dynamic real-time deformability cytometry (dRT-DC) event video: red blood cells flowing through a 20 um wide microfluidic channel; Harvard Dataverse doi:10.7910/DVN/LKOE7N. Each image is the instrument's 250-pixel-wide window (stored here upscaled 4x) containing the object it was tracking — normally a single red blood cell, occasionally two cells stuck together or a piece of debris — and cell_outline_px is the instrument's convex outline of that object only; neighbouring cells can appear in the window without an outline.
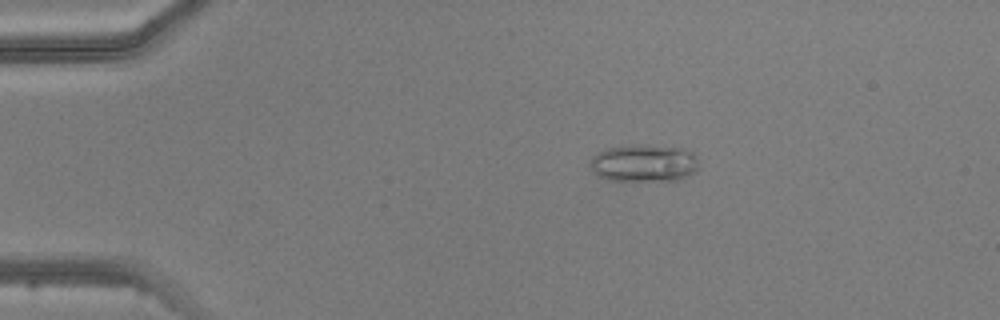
{"species": "common noctule bat (a hibernating species)", "species_latin": "Nyctalus noctula", "temperature_condition": "warm", "stored_images_in_passage": 5, "camera_frame_rate_fps": 3000, "um_per_image_px": 0.085, "animal": {"sex": "male", "body_mass_g": 20.5, "forearm_length_mm": 52.5}, "frame": {"image": 1, "passage_image": 5, "time_ms": 6.333, "image_size_px": [1000, 320], "cell_outline_px": [[700, 168], [696, 172], [680, 180], [608, 180], [596, 176], [592, 168], [592, 156], [608, 148], [632, 144], [644, 144], [688, 148], [696, 156]], "centroid_in_image_um": [54.81, 13.85], "position_along_channel_um": 30.2, "area_um2": 24.04}}